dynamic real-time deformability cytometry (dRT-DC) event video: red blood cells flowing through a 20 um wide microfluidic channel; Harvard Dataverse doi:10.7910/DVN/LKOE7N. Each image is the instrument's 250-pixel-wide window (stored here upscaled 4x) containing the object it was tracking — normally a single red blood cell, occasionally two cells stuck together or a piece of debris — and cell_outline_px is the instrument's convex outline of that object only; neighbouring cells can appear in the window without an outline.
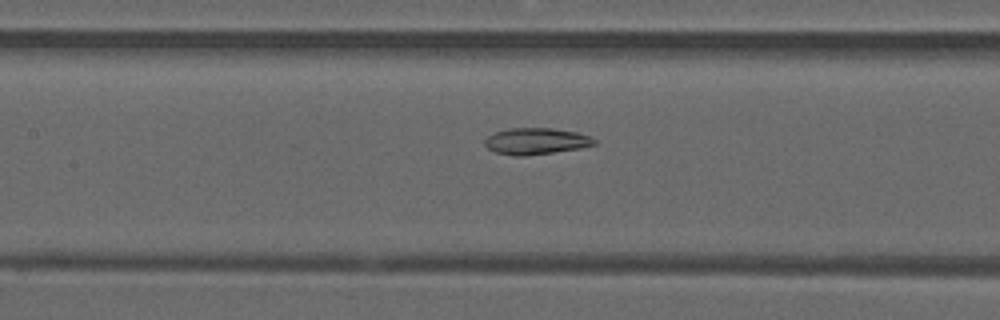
{"species": "common noctule bat (a hibernating species)", "species_latin": "Nyctalus noctula", "temperature_condition": "warm", "stored_images_in_passage": 40, "camera_frame_rate_fps": 3000, "um_per_image_px": 0.085, "animal": {"sex": "male", "forearm_length_mm": 52.5}, "frame": {"image": 1, "passage_image": 13, "time_ms": 4.0, "image_size_px": [1000, 320], "cell_outline_px": [[596, 144], [580, 148], [524, 156], [516, 156], [496, 152], [488, 148], [484, 144], [484, 140], [488, 136], [496, 132], [508, 128], [552, 128], [576, 132], [592, 136], [596, 140]], "centroid_in_image_um": [45.57, 11.99], "position_along_channel_um": 161.8, "area_um2": 16.82}}
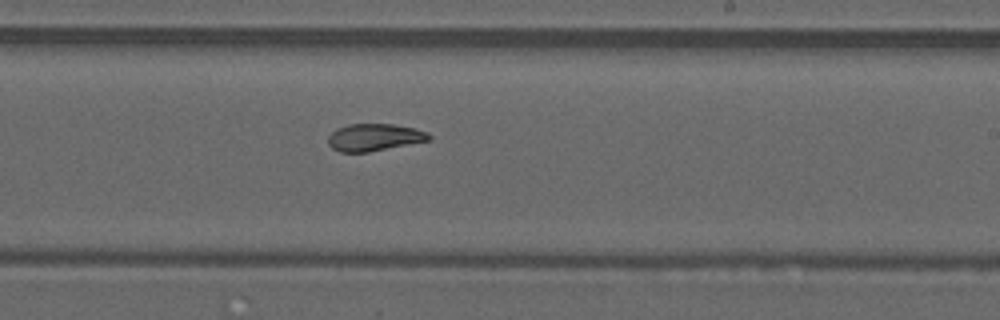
{"frame": {"image": 2, "passage_image": 20, "time_ms": 6.333, "image_size_px": [1000, 320], "cell_outline_px": [[432, 140], [368, 152], [340, 152], [332, 148], [328, 144], [328, 136], [336, 128], [348, 124], [392, 124], [416, 128], [428, 132], [432, 136]], "centroid_in_image_um": [31.84, 11.67], "position_along_channel_um": 257.2, "area_um2": 16.18}}
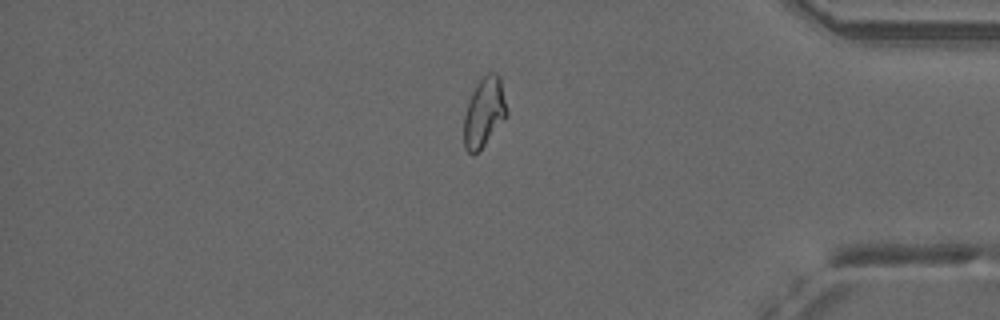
{"frame": {"image": 3, "passage_image": 32, "time_ms": 10.333, "image_size_px": [1000, 320], "cell_outline_px": [[508, 116], [484, 144], [472, 156], [464, 148], [464, 116], [472, 92], [476, 84], [488, 72], [496, 72], [500, 76], [508, 112]], "centroid_in_image_um": [41.17, 9.53], "position_along_channel_um": 394.0, "area_um2": 17.28}, "authors_computed_cell_mechanics": {"area_um2": 17.6001, "velocity_mm_per_s": 4.1088, "shape_relaxation_time_tau1_ms": null, "shape_relaxation_time_tau2_ms": 2.8995, "deformation_change_tau1": null, "deformation_change_tau2": 0.0911}}